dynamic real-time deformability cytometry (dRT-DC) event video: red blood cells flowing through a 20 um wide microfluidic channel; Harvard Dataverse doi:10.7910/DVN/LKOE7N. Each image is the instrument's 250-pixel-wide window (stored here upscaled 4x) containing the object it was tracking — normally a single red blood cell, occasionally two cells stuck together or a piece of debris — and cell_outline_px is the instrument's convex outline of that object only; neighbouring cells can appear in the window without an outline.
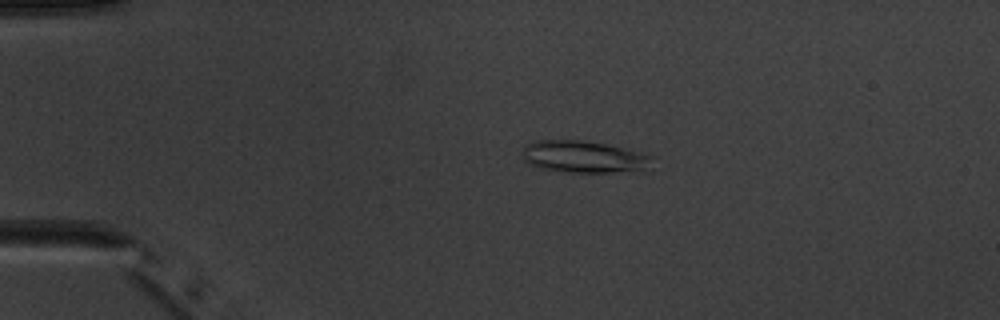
{"species": "common noctule bat (a hibernating species)", "species_latin": "Nyctalus noctula", "temperature_condition": "warm", "stored_images_in_passage": 4, "camera_frame_rate_fps": 3000, "um_per_image_px": 0.085, "animal": {"sex": "male", "body_mass_g": 20.1, "forearm_length_mm": 53.5}, "frame": {"image": 1, "passage_image": 3, "time_ms": 2.333, "image_size_px": [1000, 320], "cell_outline_px": [[656, 156], [652, 172], [564, 172], [540, 168], [528, 164], [524, 160], [524, 144], [536, 140], [584, 140], [604, 144]], "centroid_in_image_um": [49.76, 13.36], "position_along_channel_um": 35.2, "area_um2": 24.91}}